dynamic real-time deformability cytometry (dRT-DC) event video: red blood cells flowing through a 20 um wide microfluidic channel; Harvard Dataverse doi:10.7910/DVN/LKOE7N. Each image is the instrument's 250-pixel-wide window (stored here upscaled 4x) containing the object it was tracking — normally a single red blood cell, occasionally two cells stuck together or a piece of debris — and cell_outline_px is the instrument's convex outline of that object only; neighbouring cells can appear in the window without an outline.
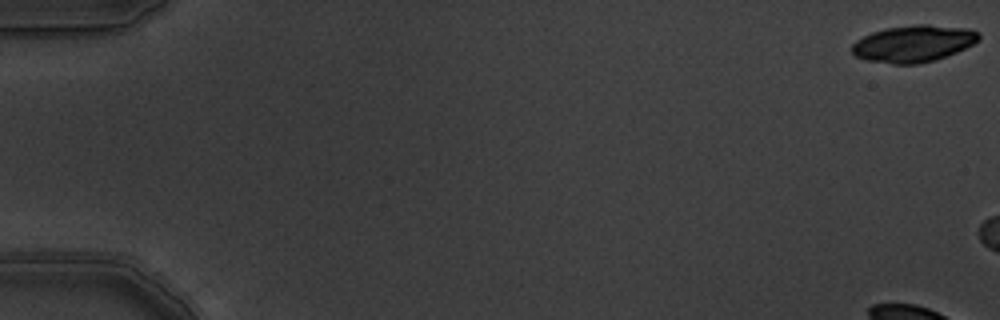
{"species": "common noctule bat (a hibernating species)", "species_latin": "Nyctalus noctula", "temperature_condition": "warm", "stored_images_in_passage": 2, "camera_frame_rate_fps": 3000, "um_per_image_px": 0.085, "animal": {"sex": "male", "body_mass_g": 19.5, "forearm_length_mm": 54.6}, "frame": {"image": 1, "passage_image": 1, "time_ms": 0.0, "image_size_px": [1000, 320], "cell_outline_px": [[980, 40], [956, 52], [936, 60], [916, 64], [892, 64], [864, 60], [856, 56], [852, 52], [852, 44], [856, 40], [872, 32], [884, 28], [916, 24], [928, 24], [968, 28], [980, 32]], "centroid_in_image_um": [77.64, 3.7], "position_along_channel_um": 7.4, "area_um2": 27.4}}